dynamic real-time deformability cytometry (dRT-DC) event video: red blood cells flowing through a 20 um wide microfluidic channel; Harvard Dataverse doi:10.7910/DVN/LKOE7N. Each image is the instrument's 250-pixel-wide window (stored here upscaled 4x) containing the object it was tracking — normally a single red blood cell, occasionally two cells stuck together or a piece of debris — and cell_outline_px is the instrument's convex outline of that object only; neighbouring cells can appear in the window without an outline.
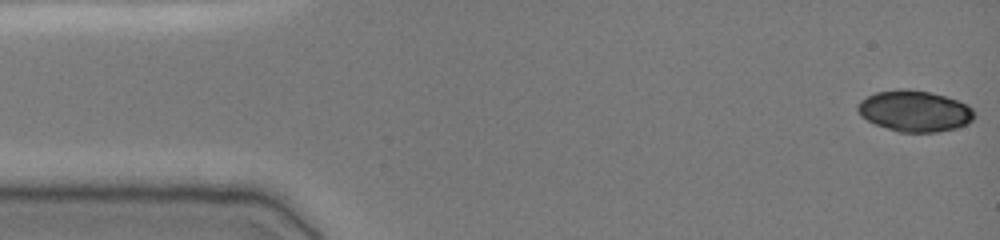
{"species": "common noctule bat (a hibernating species)", "species_latin": "Nyctalus noctula", "temperature_condition": "cold", "stored_images_in_passage": 49, "camera_frame_rate_fps": 3000, "um_per_image_px": 0.085, "animal": {"sex": "female", "body_mass_g": 19.0, "forearm_length_mm": 51.5}, "frame": {"image": 1, "passage_image": 1, "time_ms": 0.0, "image_size_px": [1000, 240], "cell_outline_px": [[976, 116], [968, 124], [956, 128], [936, 132], [900, 132], [876, 124], [860, 116], [856, 108], [860, 100], [876, 92], [900, 88], [908, 88], [928, 92], [944, 96], [968, 104], [972, 108]], "centroid_in_image_um": [77.75, 9.43], "position_along_channel_um": 7.3, "area_um2": 27.98}}
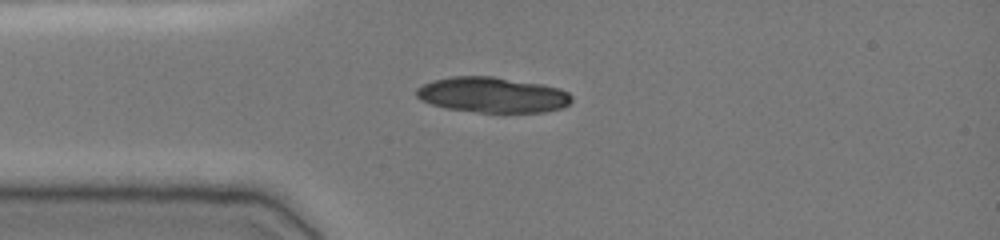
{"frame": {"image": 2, "passage_image": 12, "time_ms": 3.667, "image_size_px": [1000, 240], "cell_outline_px": [[572, 100], [564, 108], [544, 112], [476, 112], [448, 108], [432, 104], [420, 100], [416, 96], [416, 88], [432, 80], [452, 76], [492, 76], [540, 84], [560, 88], [568, 92], [572, 96]], "centroid_in_image_um": [41.86, 8.06], "position_along_channel_um": 43.1, "area_um2": 32.08}}